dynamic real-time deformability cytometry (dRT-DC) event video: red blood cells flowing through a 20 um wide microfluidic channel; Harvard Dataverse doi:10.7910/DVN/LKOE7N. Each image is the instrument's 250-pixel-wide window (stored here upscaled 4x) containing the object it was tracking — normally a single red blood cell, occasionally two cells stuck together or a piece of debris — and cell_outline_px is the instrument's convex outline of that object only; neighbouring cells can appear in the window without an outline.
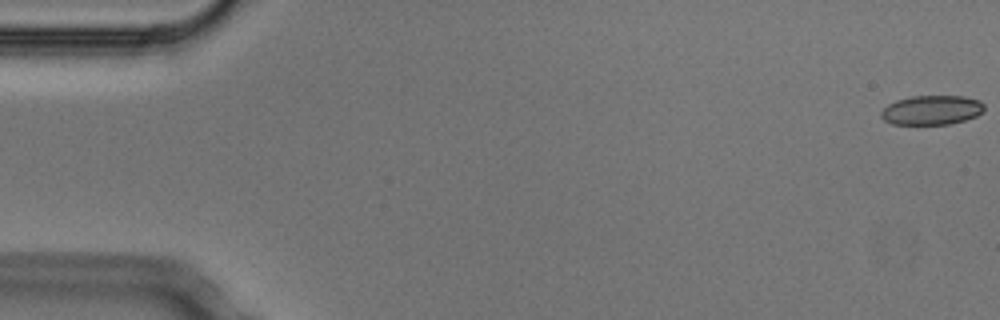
{"species": "Egyptian fruit bat (a non-hibernating species)", "species_latin": "Rousettus aegyptiacus", "temperature_condition": "cold", "stored_images_in_passage": 5, "camera_frame_rate_fps": 3000, "um_per_image_px": 0.085, "animal": {"sex": "male"}, "frame": {"image": 1, "passage_image": 1, "time_ms": 0.0, "image_size_px": [1000, 320], "cell_outline_px": [[984, 108], [976, 116], [964, 120], [948, 124], [892, 124], [884, 120], [880, 116], [880, 112], [888, 104], [896, 100], [912, 96], [964, 96], [980, 100], [984, 104]], "centroid_in_image_um": [79.17, 9.35], "position_along_channel_um": 5.8, "area_um2": 17.63}}
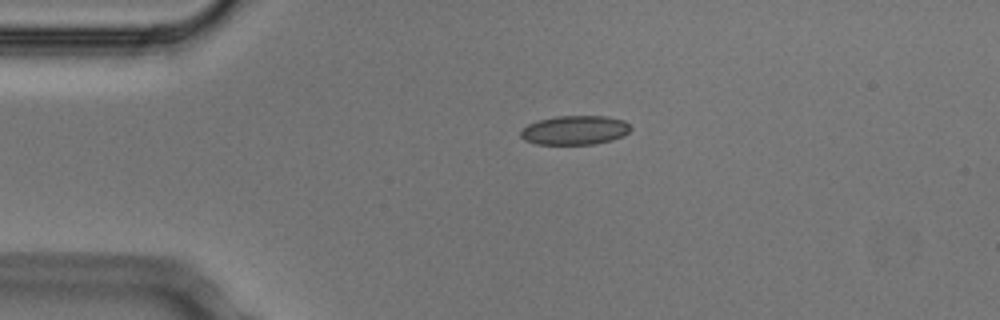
{"frame": {"image": 2, "passage_image": 4, "time_ms": 1.0, "image_size_px": [1000, 320], "cell_outline_px": [[632, 128], [624, 136], [612, 140], [596, 144], [536, 144], [524, 140], [520, 136], [520, 132], [528, 124], [540, 120], [556, 116], [608, 116], [624, 120]], "centroid_in_image_um": [48.89, 11.07], "position_along_channel_um": 36.1, "area_um2": 18.73}}